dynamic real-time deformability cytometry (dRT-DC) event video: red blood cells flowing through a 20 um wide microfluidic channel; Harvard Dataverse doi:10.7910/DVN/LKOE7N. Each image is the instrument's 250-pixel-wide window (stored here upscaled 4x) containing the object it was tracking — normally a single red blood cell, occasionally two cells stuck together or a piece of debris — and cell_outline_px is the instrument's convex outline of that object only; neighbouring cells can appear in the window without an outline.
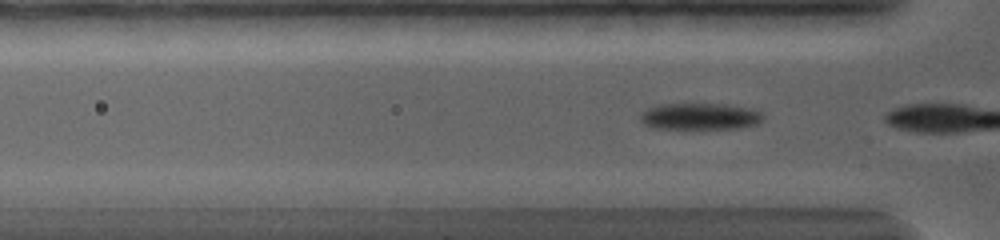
{"species": "common noctule bat (a hibernating species)", "species_latin": "Nyctalus noctula", "temperature_condition": "warm", "stored_images_in_passage": 8, "camera_frame_rate_fps": 5000, "um_per_image_px": 0.085, "animal": {"sex": "female", "body_mass_g": 19.0, "forearm_length_mm": 56.7}, "frame": {"image": 1, "passage_image": 3, "time_ms": 0.6, "image_size_px": [1000, 240], "cell_outline_px": [[764, 120], [756, 124], [740, 128], [652, 128], [644, 124], [640, 120], [640, 112], [648, 108], [660, 104], [728, 104], [752, 108], [760, 112], [764, 116]], "centroid_in_image_um": [59.51, 9.88], "position_along_channel_um": 66.3, "area_um2": 19.13}}